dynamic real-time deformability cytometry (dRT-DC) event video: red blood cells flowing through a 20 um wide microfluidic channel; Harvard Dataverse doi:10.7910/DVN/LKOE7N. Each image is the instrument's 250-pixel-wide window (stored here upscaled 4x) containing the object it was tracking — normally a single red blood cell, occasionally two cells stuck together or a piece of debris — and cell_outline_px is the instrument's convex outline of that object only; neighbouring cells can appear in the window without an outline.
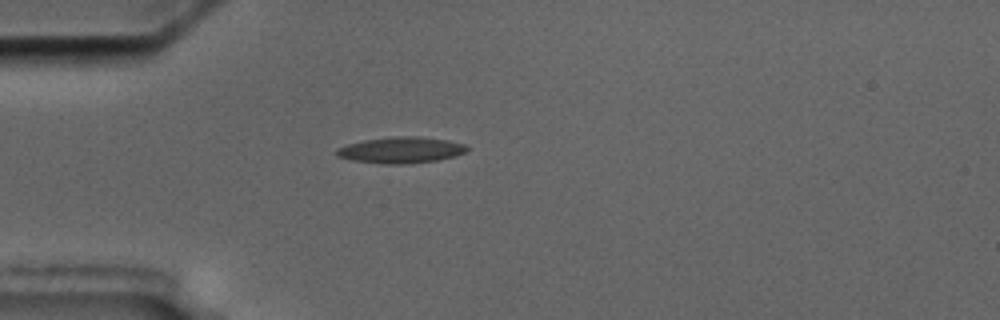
{"species": "common noctule bat (a hibernating species)", "species_latin": "Nyctalus noctula", "temperature_condition": "cold", "stored_images_in_passage": 42, "camera_frame_rate_fps": 3000, "um_per_image_px": 0.085, "animal": {"sex": "male", "body_mass_g": 17.5, "forearm_length_mm": 52.3}, "frame": {"image": 1, "passage_image": 1, "time_ms": 0.0, "image_size_px": [1000, 320], "cell_outline_px": [[468, 148], [464, 152], [456, 156], [436, 160], [404, 164], [388, 164], [352, 160], [336, 156], [332, 152], [336, 148], [348, 144], [364, 140], [392, 136], [420, 136], [448, 140], [464, 144]], "centroid_in_image_um": [34.04, 12.74], "position_along_channel_um": 51.0, "area_um2": 19.94}}
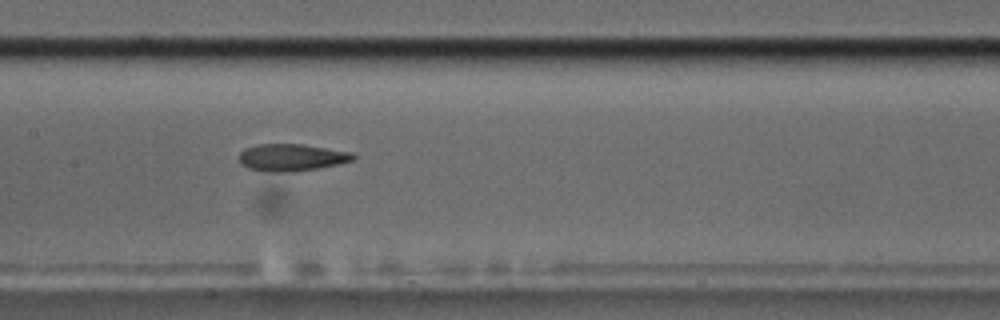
{"frame": {"image": 2, "passage_image": 13, "time_ms": 4.0, "image_size_px": [1000, 320], "cell_outline_px": [[356, 156], [352, 160], [340, 164], [292, 172], [268, 172], [248, 168], [240, 164], [236, 156], [244, 148], [256, 144], [300, 144], [352, 152]], "centroid_in_image_um": [24.71, 13.38], "position_along_channel_um": 182.7, "area_um2": 18.21}}
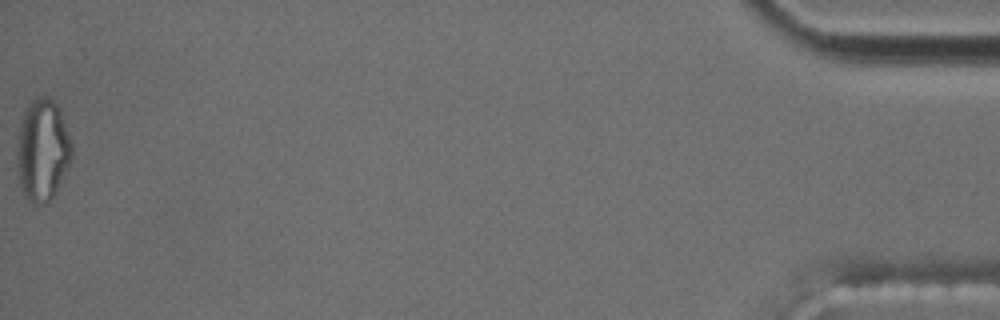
{"frame": {"image": 3, "passage_image": 42, "time_ms": 13.667, "image_size_px": [1000, 320], "cell_outline_px": [[72, 156], [52, 196], [44, 204], [32, 204], [24, 196], [20, 184], [16, 164], [16, 144], [20, 124], [24, 108], [36, 96], [44, 96], [52, 100], [60, 108], [72, 144]], "centroid_in_image_um": [3.57, 12.72], "position_along_channel_um": 431.6, "area_um2": 32.54}, "authors_computed_cell_mechanics": {"area_um2": 18.9295, "velocity_mm_per_s": 3.5707, "shape_relaxation_time_tau1_ms": null, "shape_relaxation_time_tau2_ms": 3.3346, "deformation_change_tau1": null, "deformation_change_tau2": 0.1253}}